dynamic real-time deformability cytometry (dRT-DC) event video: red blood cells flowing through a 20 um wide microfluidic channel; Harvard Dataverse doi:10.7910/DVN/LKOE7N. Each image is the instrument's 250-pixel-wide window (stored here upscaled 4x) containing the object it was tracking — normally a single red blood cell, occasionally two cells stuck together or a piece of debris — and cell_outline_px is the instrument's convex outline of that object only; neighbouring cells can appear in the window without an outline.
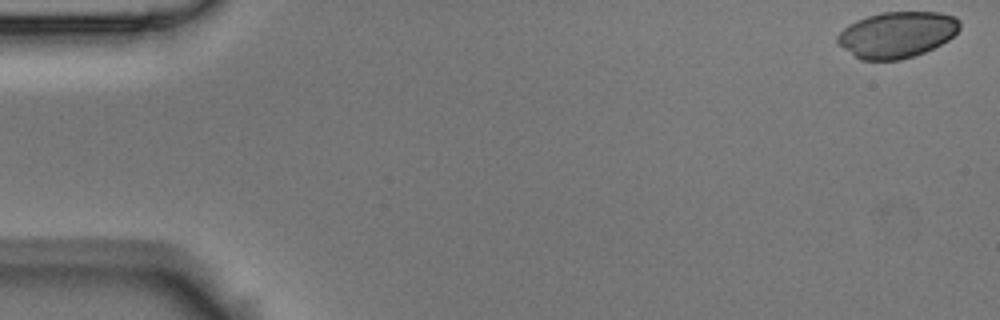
{"species": "Egyptian fruit bat (a non-hibernating species)", "species_latin": "Rousettus aegyptiacus", "temperature_condition": "room temperature", "stored_images_in_passage": 5, "camera_frame_rate_fps": 3000, "um_per_image_px": 0.085, "animal": {"sex": "male"}, "frame": {"image": 1, "passage_image": 1, "time_ms": 0.0, "image_size_px": [1000, 320], "cell_outline_px": [[960, 28], [948, 40], [924, 52], [900, 60], [860, 60], [844, 48], [836, 40], [836, 36], [848, 24], [856, 20], [880, 12], [940, 12], [956, 16], [960, 20]], "centroid_in_image_um": [76.25, 2.93], "position_along_channel_um": 8.8, "area_um2": 32.77}}